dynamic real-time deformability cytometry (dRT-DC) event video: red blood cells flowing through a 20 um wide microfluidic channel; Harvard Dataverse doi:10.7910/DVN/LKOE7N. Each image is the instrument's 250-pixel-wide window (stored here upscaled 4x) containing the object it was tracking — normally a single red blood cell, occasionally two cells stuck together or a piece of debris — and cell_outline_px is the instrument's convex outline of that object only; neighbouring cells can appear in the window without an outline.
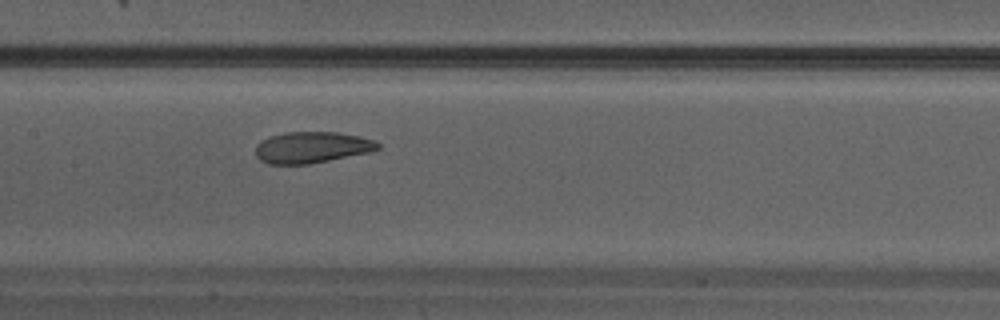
{"species": "Egyptian fruit bat (a non-hibernating species)", "species_latin": "Rousettus aegyptiacus", "temperature_condition": "warm", "stored_images_in_passage": 25, "camera_frame_rate_fps": 3000, "um_per_image_px": 0.085, "animal": {"sex": "male"}, "frame": {"image": 1, "passage_image": 8, "time_ms": 2.333, "image_size_px": [1000, 320], "cell_outline_px": [[380, 148], [368, 152], [308, 164], [268, 164], [260, 160], [256, 156], [256, 144], [260, 140], [268, 136], [284, 132], [336, 132], [360, 136], [372, 140], [380, 144]], "centroid_in_image_um": [26.44, 12.52], "position_along_channel_um": 181.0, "area_um2": 22.25}}
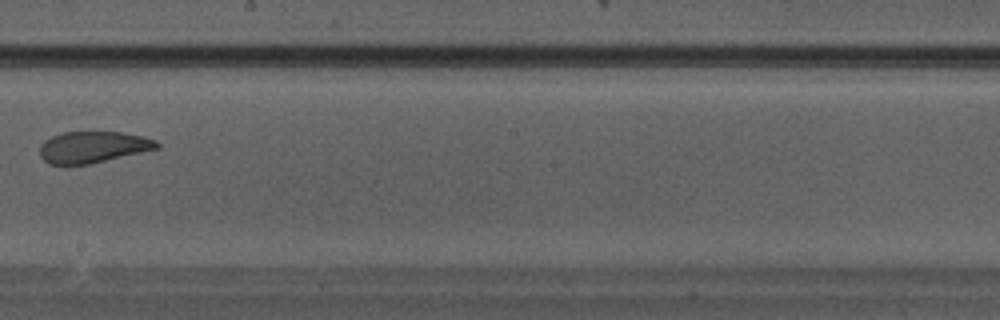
{"frame": {"image": 2, "passage_image": 11, "time_ms": 3.333, "image_size_px": [1000, 320], "cell_outline_px": [[160, 148], [88, 164], [48, 164], [40, 156], [40, 144], [44, 140], [52, 136], [64, 132], [120, 132], [144, 136], [156, 140], [160, 144]], "centroid_in_image_um": [7.91, 12.49], "position_along_channel_um": 240.3, "area_um2": 21.39}}